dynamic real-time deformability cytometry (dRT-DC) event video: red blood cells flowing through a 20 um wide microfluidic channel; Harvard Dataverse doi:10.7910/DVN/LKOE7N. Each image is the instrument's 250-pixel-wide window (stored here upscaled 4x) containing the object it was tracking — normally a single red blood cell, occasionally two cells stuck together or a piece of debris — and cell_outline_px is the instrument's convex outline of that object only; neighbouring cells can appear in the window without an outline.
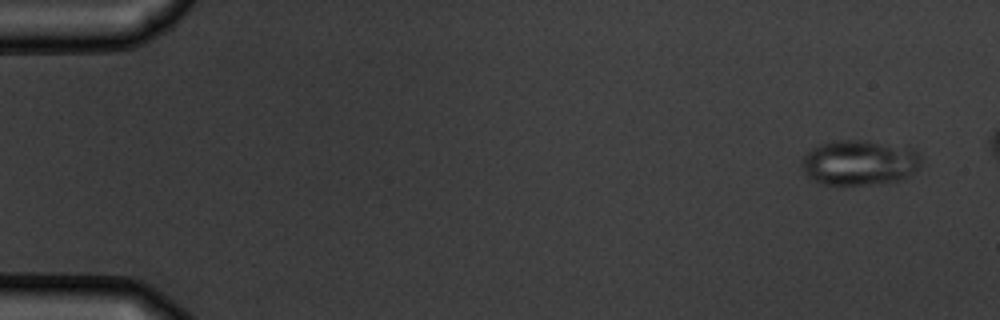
{"species": "common noctule bat (a hibernating species)", "species_latin": "Nyctalus noctula", "temperature_condition": "warm", "stored_images_in_passage": 6, "camera_frame_rate_fps": 3000, "um_per_image_px": 0.085, "animal": {"sex": "male", "body_mass_g": 19.5, "forearm_length_mm": 54.6}, "frame": {"image": 1, "passage_image": 1, "time_ms": 0.0, "image_size_px": [1000, 320], "cell_outline_px": [[920, 164], [916, 172], [900, 180], [864, 184], [824, 184], [812, 180], [804, 172], [800, 164], [804, 156], [812, 148], [820, 144], [836, 140], [864, 140], [912, 144], [916, 148], [920, 156]], "centroid_in_image_um": [73.13, 13.77], "position_along_channel_um": 11.9, "area_um2": 32.08}}